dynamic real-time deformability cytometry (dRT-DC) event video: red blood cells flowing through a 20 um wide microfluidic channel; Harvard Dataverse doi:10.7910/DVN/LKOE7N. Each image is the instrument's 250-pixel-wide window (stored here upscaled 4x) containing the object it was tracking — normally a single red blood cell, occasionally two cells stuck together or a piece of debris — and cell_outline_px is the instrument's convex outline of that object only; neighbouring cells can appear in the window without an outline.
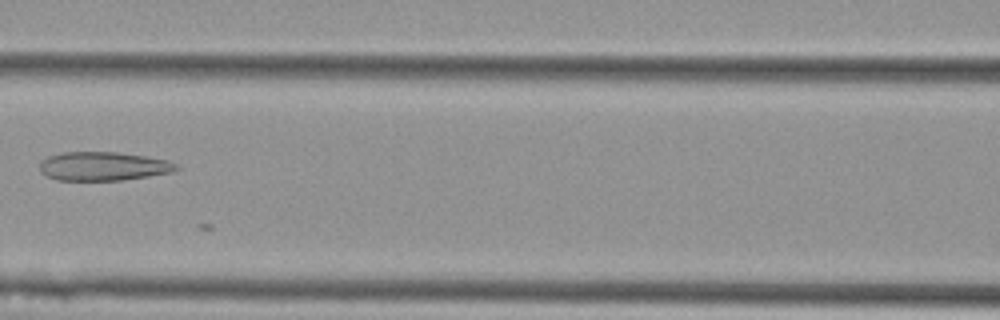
{"species": "Egyptian fruit bat (a non-hibernating species)", "species_latin": "Rousettus aegyptiacus", "temperature_condition": "cold", "stored_images_in_passage": 14, "camera_frame_rate_fps": 3000, "um_per_image_px": 0.085, "animal": {"sex": "female"}, "frame": {"image": 1, "passage_image": 11, "time_ms": 3.333, "image_size_px": [1000, 320], "cell_outline_px": [[180, 168], [172, 172], [148, 176], [120, 180], [56, 180], [40, 172], [40, 160], [48, 156], [64, 152], [116, 152], [148, 156], [168, 160], [176, 164]], "centroid_in_image_um": [8.77, 14.12], "position_along_channel_um": 157.8, "area_um2": 22.95}}